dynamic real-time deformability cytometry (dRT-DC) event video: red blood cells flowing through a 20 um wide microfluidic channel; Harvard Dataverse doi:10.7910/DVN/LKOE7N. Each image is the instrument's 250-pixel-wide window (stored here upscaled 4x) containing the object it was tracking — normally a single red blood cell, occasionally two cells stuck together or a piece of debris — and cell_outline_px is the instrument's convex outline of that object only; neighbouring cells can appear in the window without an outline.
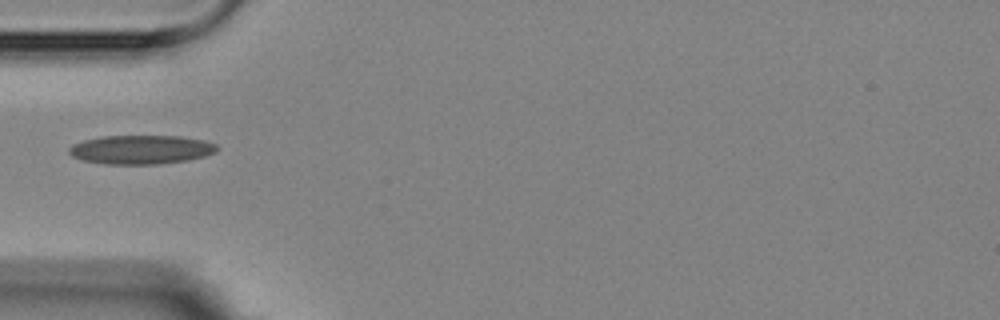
{"species": "Egyptian fruit bat (a non-hibernating species)", "species_latin": "Rousettus aegyptiacus", "temperature_condition": "room temperature", "stored_images_in_passage": 4, "camera_frame_rate_fps": 3000, "um_per_image_px": 0.085, "animal": {"sex": "female"}, "frame": {"image": 1, "passage_image": 4, "time_ms": 4.667, "image_size_px": [1000, 320], "cell_outline_px": [[220, 148], [216, 152], [204, 156], [188, 160], [160, 164], [104, 164], [84, 160], [72, 156], [68, 152], [68, 148], [72, 144], [84, 140], [100, 136], [180, 136], [204, 140], [216, 144]], "centroid_in_image_um": [12.0, 12.71], "position_along_channel_um": 73.0, "area_um2": 25.09}}